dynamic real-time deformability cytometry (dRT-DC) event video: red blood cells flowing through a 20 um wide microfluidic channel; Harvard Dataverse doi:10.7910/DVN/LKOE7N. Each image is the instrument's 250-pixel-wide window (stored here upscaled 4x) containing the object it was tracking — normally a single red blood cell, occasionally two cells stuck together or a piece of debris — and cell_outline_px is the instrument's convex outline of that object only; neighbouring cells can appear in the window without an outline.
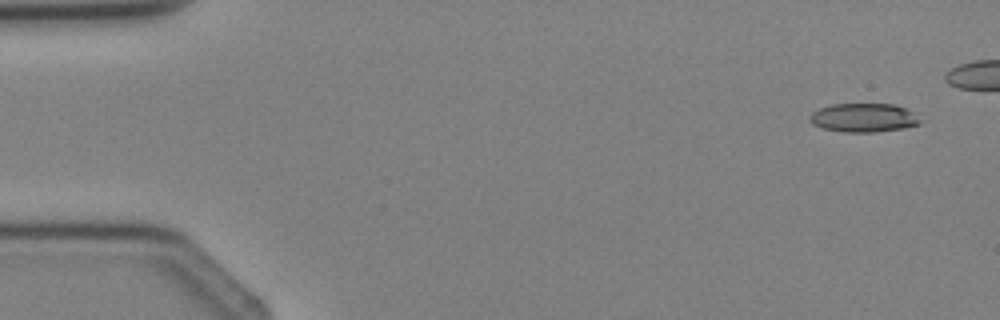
{"species": "Egyptian fruit bat (a non-hibernating species)", "species_latin": "Rousettus aegyptiacus", "temperature_condition": "cold", "stored_images_in_passage": 5, "camera_frame_rate_fps": 3000, "um_per_image_px": 0.085, "animal": {"sex": "female"}, "frame": {"image": 1, "passage_image": 1, "time_ms": 0.0, "image_size_px": [1000, 320], "cell_outline_px": [[920, 124], [904, 128], [876, 132], [844, 132], [824, 128], [812, 124], [808, 120], [808, 116], [812, 112], [820, 108], [832, 104], [896, 104], [912, 112], [920, 120]], "centroid_in_image_um": [73.38, 10.01], "position_along_channel_um": 11.6, "area_um2": 18.5}}
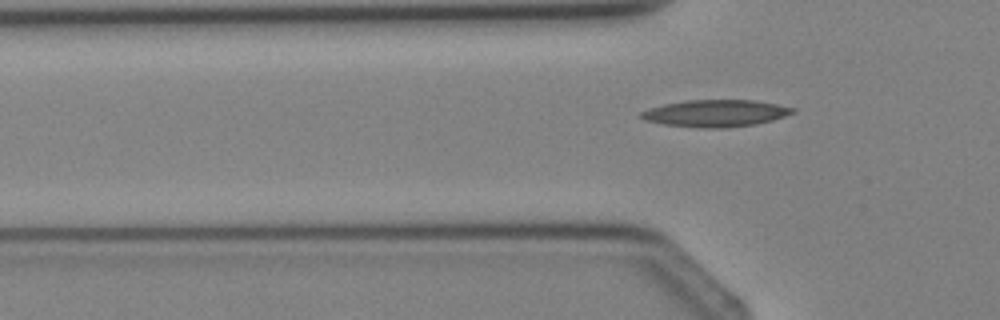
{"frame": {"image": 2, "passage_image": 5, "time_ms": 4.667, "image_size_px": [1000, 320], "cell_outline_px": [[796, 112], [772, 120], [756, 124], [728, 128], [700, 128], [664, 124], [644, 120], [640, 116], [640, 112], [648, 108], [664, 104], [684, 100], [752, 100], [776, 104], [796, 108]], "centroid_in_image_um": [60.81, 9.63], "position_along_channel_um": 65.0, "area_um2": 23.93}}